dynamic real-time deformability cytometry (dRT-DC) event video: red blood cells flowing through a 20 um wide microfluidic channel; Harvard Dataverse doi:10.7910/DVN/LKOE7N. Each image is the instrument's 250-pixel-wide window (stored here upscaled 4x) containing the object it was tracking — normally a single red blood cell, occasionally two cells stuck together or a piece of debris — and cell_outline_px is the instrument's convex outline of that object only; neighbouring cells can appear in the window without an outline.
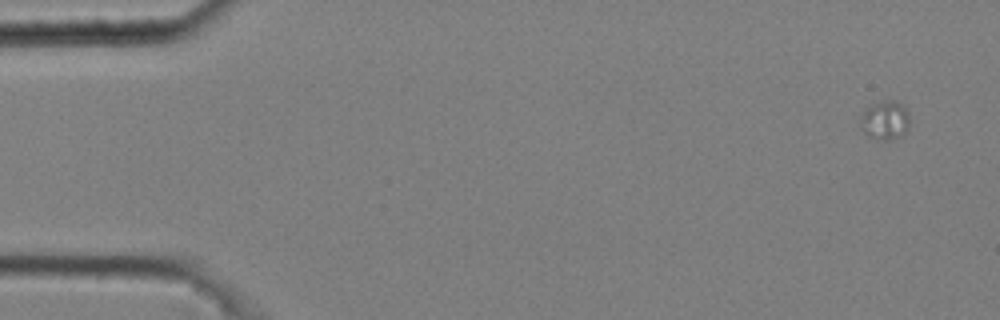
{"species": "common noctule bat (a hibernating species)", "species_latin": "Nyctalus noctula", "temperature_condition": "cold", "stored_images_in_passage": 6, "camera_frame_rate_fps": 3000, "um_per_image_px": 0.085, "animal": {"sex": "male", "body_mass_g": 20.4}, "frame": {"image": 1, "passage_image": 1, "time_ms": 0.0, "image_size_px": [1000, 320], "cell_outline_px": [[908, 128], [900, 136], [888, 140], [876, 140], [868, 136], [860, 128], [860, 120], [864, 112], [872, 104], [884, 100], [896, 100], [908, 112]], "centroid_in_image_um": [75.2, 10.23], "position_along_channel_um": 9.8, "area_um2": 11.04}}